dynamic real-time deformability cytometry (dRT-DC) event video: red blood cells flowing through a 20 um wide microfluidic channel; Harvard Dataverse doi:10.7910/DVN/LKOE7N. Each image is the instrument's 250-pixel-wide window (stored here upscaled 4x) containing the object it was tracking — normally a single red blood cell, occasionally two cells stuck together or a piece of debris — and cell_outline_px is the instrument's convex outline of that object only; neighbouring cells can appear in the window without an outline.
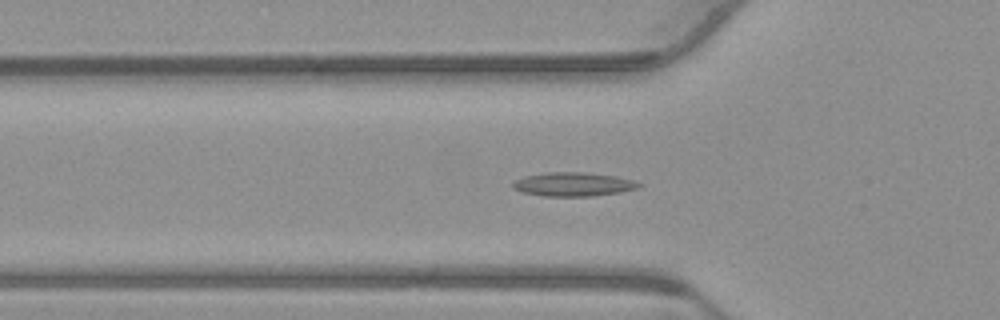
{"species": "common noctule bat (a hibernating species)", "species_latin": "Nyctalus noctula", "temperature_condition": "warm", "stored_images_in_passage": 49, "camera_frame_rate_fps": 3000, "um_per_image_px": 0.085, "animal": {"sex": "male", "body_mass_g": 23.1, "forearm_length_mm": 52.7}, "frame": {"image": 1, "passage_image": 13, "time_ms": 4.0, "image_size_px": [1000, 320], "cell_outline_px": [[644, 184], [640, 188], [620, 192], [592, 196], [544, 196], [524, 192], [512, 188], [512, 184], [516, 180], [524, 176], [548, 172], [584, 172], [616, 176], [632, 180]], "centroid_in_image_um": [48.76, 15.66], "position_along_channel_um": 77.0, "area_um2": 17.51}}
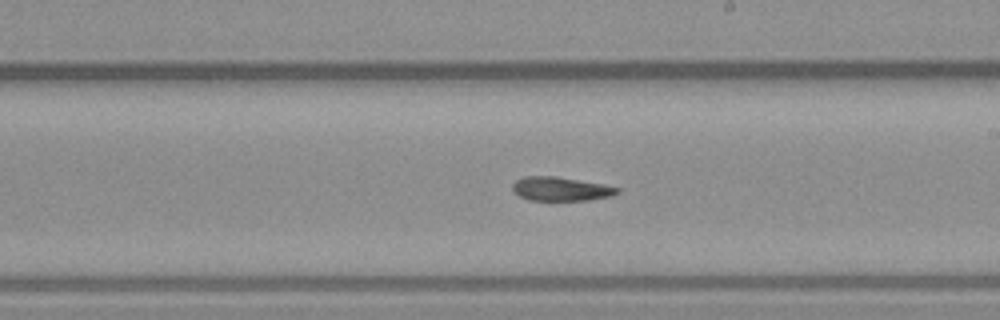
{"frame": {"image": 2, "passage_image": 26, "time_ms": 8.333, "image_size_px": [1000, 320], "cell_outline_px": [[620, 192], [612, 196], [588, 200], [528, 200], [520, 196], [512, 188], [512, 184], [516, 180], [524, 176], [556, 176], [604, 184], [620, 188]], "centroid_in_image_um": [47.69, 16.05], "position_along_channel_um": 241.3, "area_um2": 14.62}}
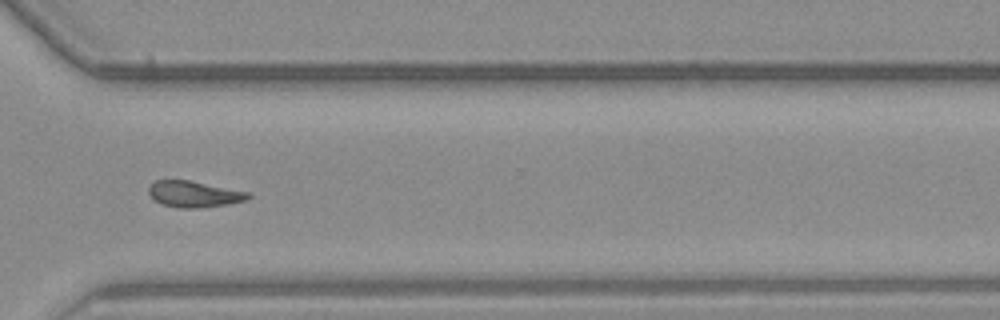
{"frame": {"image": 3, "passage_image": 35, "time_ms": 11.333, "image_size_px": [1000, 320], "cell_outline_px": [[252, 196], [244, 200], [228, 204], [196, 208], [180, 208], [164, 204], [156, 200], [148, 192], [148, 188], [156, 180], [188, 180], [248, 192]], "centroid_in_image_um": [16.49, 16.49], "position_along_channel_um": 354.1, "area_um2": 14.8}, "authors_computed_cell_mechanics": {"area_um2": 15.5482, "velocity_mm_per_s": 3.7726, "shape_relaxation_time_tau1_ms": null, "shape_relaxation_time_tau2_ms": 2.0471, "deformation_change_tau1": null, "deformation_change_tau2": 0.0981}}